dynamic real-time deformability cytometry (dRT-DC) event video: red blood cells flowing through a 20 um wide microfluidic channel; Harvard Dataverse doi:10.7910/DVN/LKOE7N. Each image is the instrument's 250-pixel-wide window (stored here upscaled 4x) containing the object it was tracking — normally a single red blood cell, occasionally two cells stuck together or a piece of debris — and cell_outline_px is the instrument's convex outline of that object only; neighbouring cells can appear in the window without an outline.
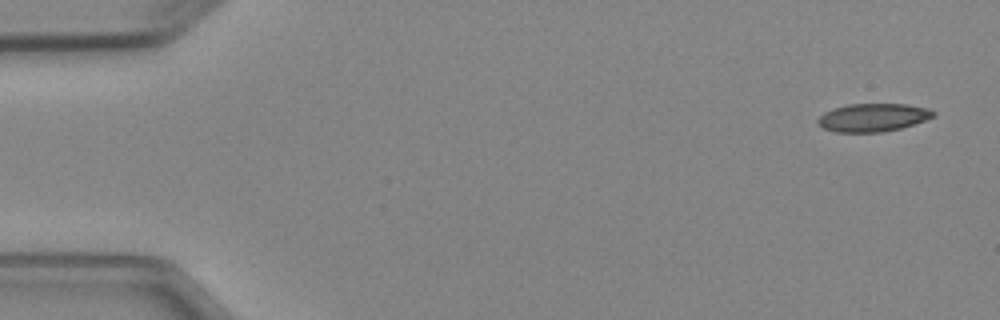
{"species": "Egyptian fruit bat (a non-hibernating species)", "species_latin": "Rousettus aegyptiacus", "temperature_condition": "cold", "stored_images_in_passage": 6, "camera_frame_rate_fps": 3000, "um_per_image_px": 0.085, "animal": {"sex": "female"}, "frame": {"image": 1, "passage_image": 1, "time_ms": 0.0, "image_size_px": [1000, 320], "cell_outline_px": [[936, 116], [900, 128], [884, 132], [836, 132], [824, 128], [816, 124], [816, 120], [824, 112], [832, 108], [848, 104], [908, 104], [932, 108], [936, 112]], "centroid_in_image_um": [74.21, 9.98], "position_along_channel_um": 10.8, "area_um2": 19.13}}
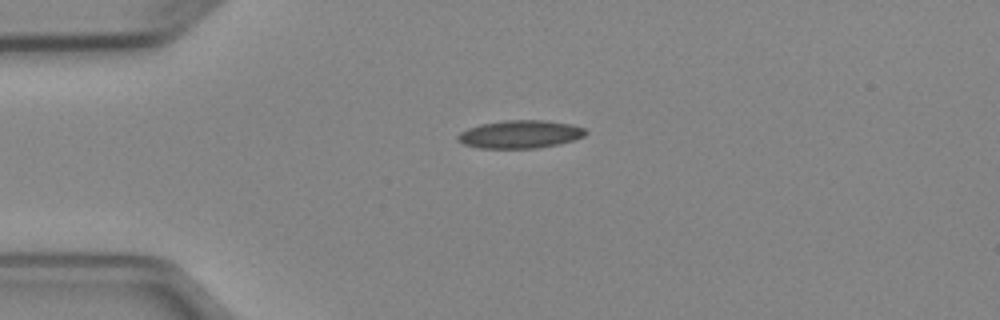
{"frame": {"image": 2, "passage_image": 4, "time_ms": 3.333, "image_size_px": [1000, 320], "cell_outline_px": [[588, 132], [584, 136], [572, 140], [556, 144], [536, 148], [476, 148], [464, 144], [456, 140], [456, 136], [460, 132], [468, 128], [480, 124], [504, 120], [544, 120], [572, 124], [584, 128]], "centroid_in_image_um": [44.17, 11.4], "position_along_channel_um": 40.8, "area_um2": 20.87}}